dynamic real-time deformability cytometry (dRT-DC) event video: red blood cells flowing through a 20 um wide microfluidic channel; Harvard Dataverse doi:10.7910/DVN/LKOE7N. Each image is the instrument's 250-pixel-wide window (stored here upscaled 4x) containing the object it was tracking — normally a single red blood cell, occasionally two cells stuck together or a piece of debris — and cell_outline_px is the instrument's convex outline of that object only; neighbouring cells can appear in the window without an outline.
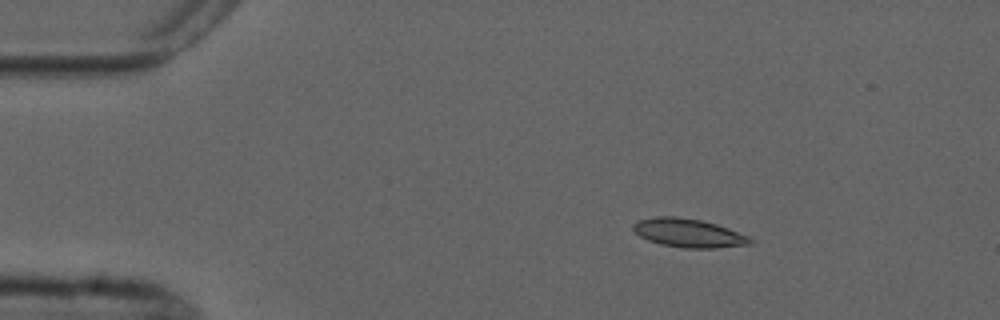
{"species": "common noctule bat (a hibernating species)", "species_latin": "Nyctalus noctula", "temperature_condition": "cold", "stored_images_in_passage": 6, "camera_frame_rate_fps": 3000, "um_per_image_px": 0.085, "animal": {"sex": "male", "forearm_length_mm": 52.5}, "frame": {"image": 1, "passage_image": 3, "time_ms": 2.333, "image_size_px": [1000, 320], "cell_outline_px": [[752, 244], [716, 248], [684, 248], [660, 244], [648, 240], [640, 236], [632, 228], [632, 224], [640, 220], [656, 216], [676, 216], [700, 220], [716, 224], [728, 228], [748, 236], [752, 240]], "centroid_in_image_um": [58.52, 19.81], "position_along_channel_um": 26.5, "area_um2": 19.42}}